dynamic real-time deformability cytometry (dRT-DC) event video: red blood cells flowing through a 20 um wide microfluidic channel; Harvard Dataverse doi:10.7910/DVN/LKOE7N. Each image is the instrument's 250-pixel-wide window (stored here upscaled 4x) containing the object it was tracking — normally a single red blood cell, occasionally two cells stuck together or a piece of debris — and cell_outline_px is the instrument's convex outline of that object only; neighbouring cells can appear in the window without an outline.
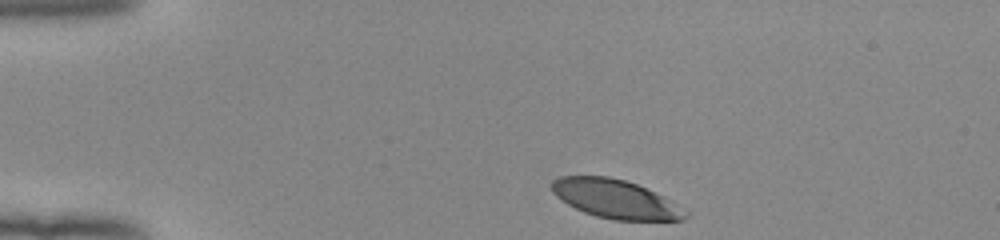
{"species": "human", "species_latin": "Homo sapiens", "temperature_condition": "room temperature", "stored_images_in_passage": 14, "camera_frame_rate_fps": 3000, "um_per_image_px": 0.085, "donor": {"sex": "female"}, "frame": {"image": 1, "passage_image": 1, "time_ms": 0.0, "image_size_px": [1000, 240], "cell_outline_px": [[692, 216], [684, 220], [612, 220], [596, 216], [584, 212], [568, 204], [556, 196], [552, 192], [552, 180], [560, 176], [608, 176], [624, 180], [636, 184], [664, 196], [692, 212]], "centroid_in_image_um": [52.39, 16.93], "position_along_channel_um": 32.6, "area_um2": 30.4}}
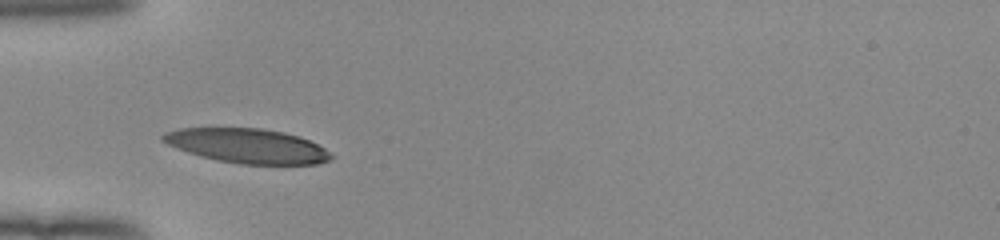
{"frame": {"image": 2, "passage_image": 8, "time_ms": 2.333, "image_size_px": [1000, 240], "cell_outline_px": [[332, 156], [328, 160], [316, 164], [240, 164], [216, 160], [200, 156], [188, 152], [168, 144], [160, 140], [160, 136], [164, 132], [180, 128], [260, 128], [284, 132], [300, 136], [324, 148]], "centroid_in_image_um": [20.98, 12.39], "position_along_channel_um": 64.0, "area_um2": 33.64}}
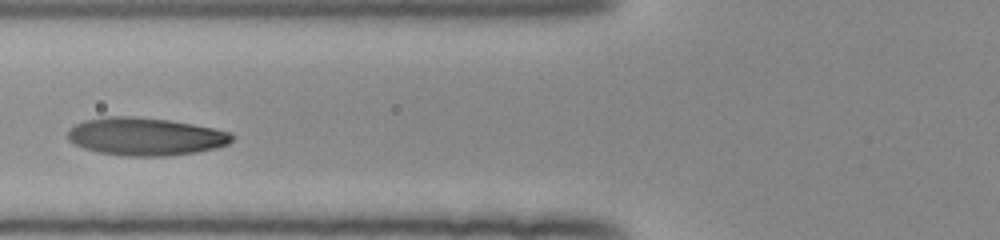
{"frame": {"image": 3, "passage_image": 12, "time_ms": 3.667, "image_size_px": [1000, 240], "cell_outline_px": [[236, 136], [228, 144], [196, 152], [168, 156], [124, 156], [100, 152], [84, 148], [68, 140], [68, 128], [84, 120], [104, 116], [136, 116], [168, 120], [216, 128], [232, 132]], "centroid_in_image_um": [12.37, 11.59], "position_along_channel_um": 113.4, "area_um2": 36.36}}